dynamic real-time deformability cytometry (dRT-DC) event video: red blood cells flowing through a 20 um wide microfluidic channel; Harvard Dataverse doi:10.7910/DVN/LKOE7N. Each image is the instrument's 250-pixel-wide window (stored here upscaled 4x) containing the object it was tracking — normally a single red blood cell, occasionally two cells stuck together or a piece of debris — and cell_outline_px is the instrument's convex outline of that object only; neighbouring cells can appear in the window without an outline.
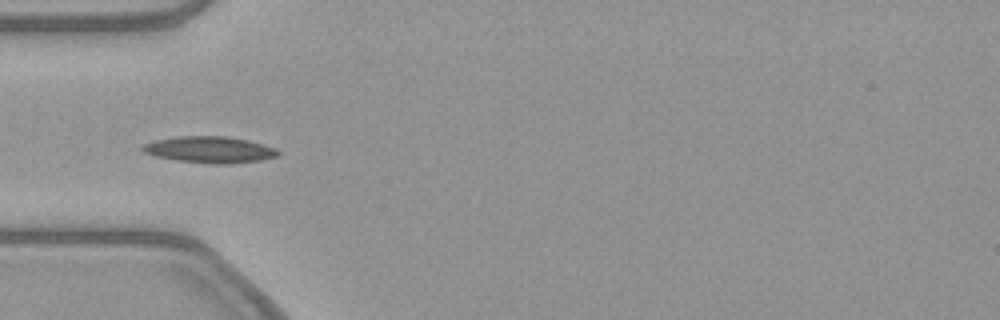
{"species": "common noctule bat (a hibernating species)", "species_latin": "Nyctalus noctula", "temperature_condition": "warm", "stored_images_in_passage": 4, "camera_frame_rate_fps": 3000, "um_per_image_px": 0.085, "animal": {"sex": "female", "body_mass_g": 21.9}, "frame": {"image": 1, "passage_image": 1, "time_ms": 0.0, "image_size_px": [1000, 320], "cell_outline_px": [[280, 152], [276, 156], [260, 160], [228, 164], [212, 164], [176, 160], [156, 156], [144, 152], [140, 148], [140, 144], [156, 140], [176, 136], [228, 136], [248, 140], [264, 144], [276, 148]], "centroid_in_image_um": [17.8, 12.71], "position_along_channel_um": 67.2, "area_um2": 20.98}}